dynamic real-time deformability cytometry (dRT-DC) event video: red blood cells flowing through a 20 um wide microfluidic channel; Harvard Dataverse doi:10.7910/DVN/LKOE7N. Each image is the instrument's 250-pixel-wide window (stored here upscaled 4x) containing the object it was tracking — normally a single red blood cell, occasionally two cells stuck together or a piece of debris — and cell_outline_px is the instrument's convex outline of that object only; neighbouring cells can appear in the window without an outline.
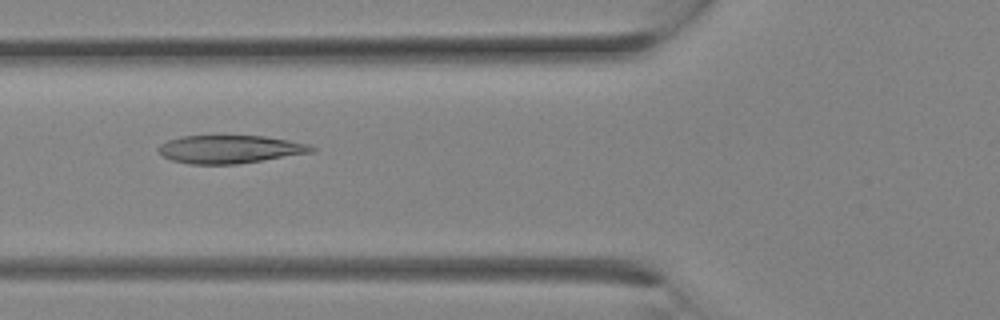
{"species": "Egyptian fruit bat (a non-hibernating species)", "species_latin": "Rousettus aegyptiacus", "temperature_condition": "room temperature", "stored_images_in_passage": 9, "camera_frame_rate_fps": 3000, "um_per_image_px": 0.085, "animal": {"sex": "female"}, "frame": {"image": 1, "passage_image": 6, "time_ms": 1.667, "image_size_px": [1000, 320], "cell_outline_px": [[316, 148], [312, 152], [236, 164], [192, 164], [172, 160], [164, 156], [156, 148], [160, 144], [168, 140], [180, 136], [264, 136], [312, 144]], "centroid_in_image_um": [19.54, 12.68], "position_along_channel_um": 106.3, "area_um2": 24.85}}
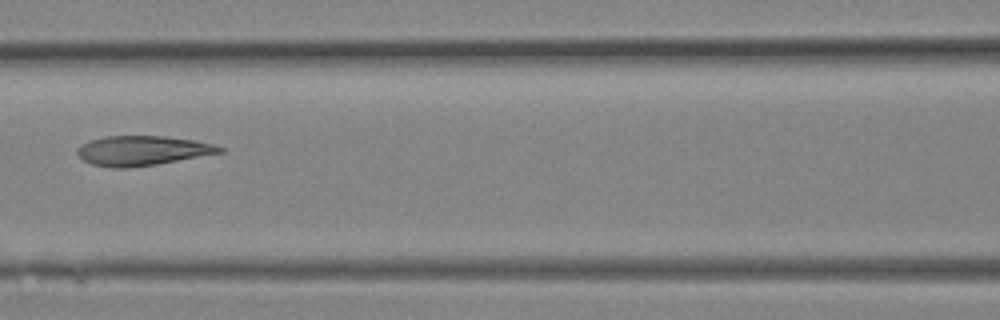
{"frame": {"image": 2, "passage_image": 8, "time_ms": 2.333, "image_size_px": [1000, 320], "cell_outline_px": [[224, 152], [156, 164], [128, 168], [112, 168], [92, 164], [84, 160], [76, 152], [76, 148], [80, 144], [104, 136], [164, 136], [196, 140], [212, 144], [224, 148]], "centroid_in_image_um": [12.08, 12.8], "position_along_channel_um": 154.5, "area_um2": 24.57}}